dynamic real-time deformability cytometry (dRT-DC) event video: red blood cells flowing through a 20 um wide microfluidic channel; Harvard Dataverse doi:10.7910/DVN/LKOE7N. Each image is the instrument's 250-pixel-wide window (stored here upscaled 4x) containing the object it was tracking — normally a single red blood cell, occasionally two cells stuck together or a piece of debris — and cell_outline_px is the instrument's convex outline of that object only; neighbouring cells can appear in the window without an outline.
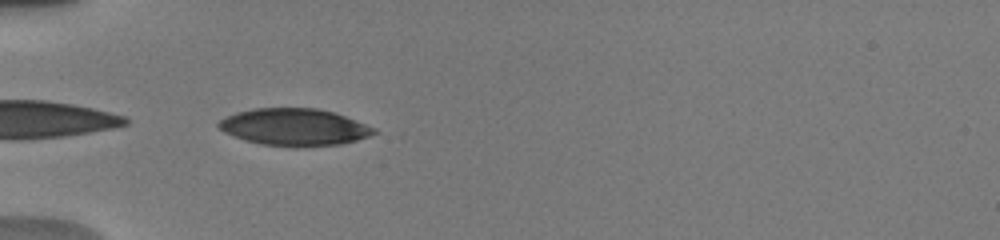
{"species": "human", "species_latin": "Homo sapiens", "temperature_condition": "warm", "stored_images_in_passage": 5, "camera_frame_rate_fps": 3000, "um_per_image_px": 0.085, "donor": {"sex": "male"}, "frame": {"image": 1, "passage_image": 2, "time_ms": 1.0, "image_size_px": [1000, 240], "cell_outline_px": [[380, 132], [356, 140], [340, 144], [260, 144], [244, 140], [224, 132], [216, 124], [220, 120], [236, 112], [252, 108], [316, 108], [332, 112], [344, 116], [376, 128]], "centroid_in_image_um": [25.0, 10.76], "position_along_channel_um": 60.0, "area_um2": 32.54}}
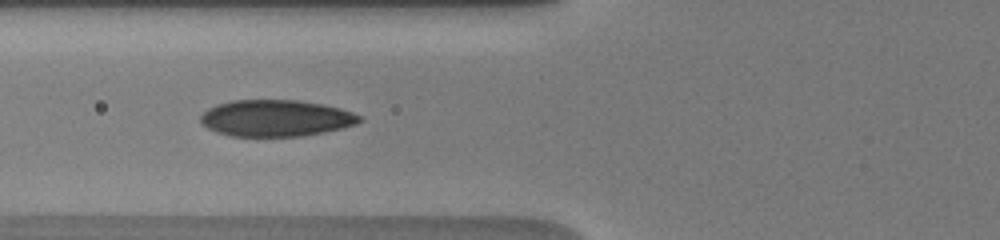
{"frame": {"image": 2, "passage_image": 4, "time_ms": 2.333, "image_size_px": [1000, 240], "cell_outline_px": [[364, 120], [356, 124], [324, 132], [300, 136], [232, 136], [216, 132], [208, 128], [200, 120], [200, 116], [208, 108], [216, 104], [232, 100], [300, 100], [340, 108], [352, 112], [360, 116]], "centroid_in_image_um": [23.44, 10.04], "position_along_channel_um": 102.4, "area_um2": 33.76}}